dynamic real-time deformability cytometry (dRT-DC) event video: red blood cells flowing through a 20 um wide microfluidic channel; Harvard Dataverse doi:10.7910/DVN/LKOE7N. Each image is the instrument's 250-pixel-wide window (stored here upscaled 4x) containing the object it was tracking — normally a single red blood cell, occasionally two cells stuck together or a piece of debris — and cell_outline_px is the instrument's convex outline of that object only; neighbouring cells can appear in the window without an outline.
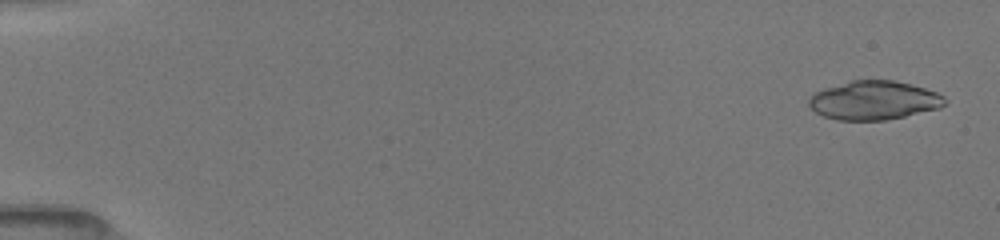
{"species": "common noctule bat (a hibernating species)", "species_latin": "Nyctalus noctula", "temperature_condition": "room temperature", "stored_images_in_passage": 7, "camera_frame_rate_fps": 3000, "um_per_image_px": 0.085, "animal": {"sex": "female", "body_mass_g": 19.5, "forearm_length_mm": 54.1}, "frame": {"image": 1, "passage_image": 1, "time_ms": 0.0, "image_size_px": [1000, 240], "cell_outline_px": [[948, 100], [940, 108], [904, 116], [884, 120], [836, 120], [824, 116], [816, 112], [808, 104], [808, 96], [812, 92], [824, 88], [852, 80], [892, 80], [912, 84], [936, 92], [944, 96]], "centroid_in_image_um": [74.26, 8.52], "position_along_channel_um": 10.7, "area_um2": 30.87}}